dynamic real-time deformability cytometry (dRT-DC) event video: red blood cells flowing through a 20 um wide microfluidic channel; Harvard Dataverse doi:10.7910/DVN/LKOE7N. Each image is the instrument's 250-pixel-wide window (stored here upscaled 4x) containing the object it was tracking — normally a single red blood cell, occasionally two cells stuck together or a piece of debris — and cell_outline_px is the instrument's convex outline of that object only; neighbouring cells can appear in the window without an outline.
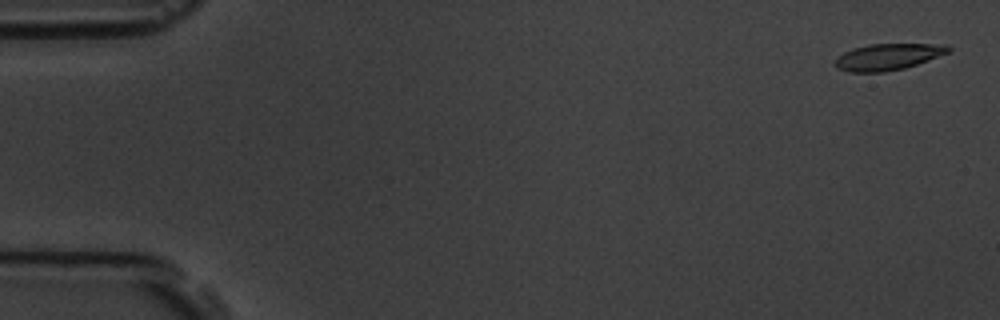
{"species": "common noctule bat (a hibernating species)", "species_latin": "Nyctalus noctula", "temperature_condition": "room temperature", "stored_images_in_passage": 5, "camera_frame_rate_fps": 3000, "um_per_image_px": 0.085, "animal": {"sex": "male", "body_mass_g": 19.5, "forearm_length_mm": 54.6}, "frame": {"image": 1, "passage_image": 1, "time_ms": 0.0, "image_size_px": [1000, 320], "cell_outline_px": [[952, 48], [948, 52], [916, 64], [904, 68], [884, 72], [848, 72], [836, 68], [836, 60], [844, 52], [852, 48], [868, 44], [948, 44]], "centroid_in_image_um": [75.46, 4.82], "position_along_channel_um": 9.5, "area_um2": 17.28}}
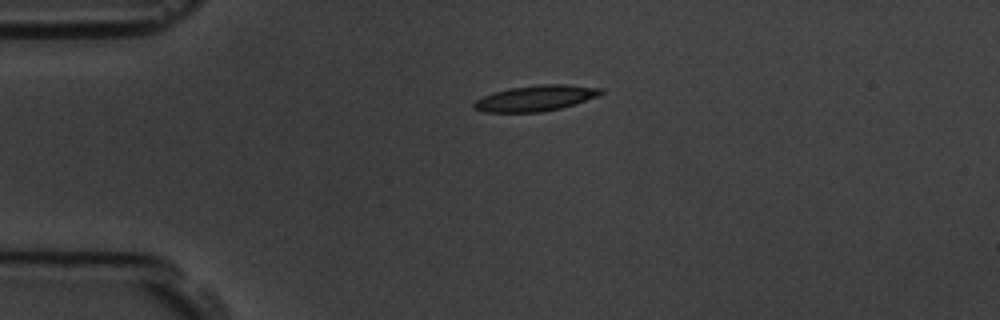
{"frame": {"image": 2, "passage_image": 4, "time_ms": 3.667, "image_size_px": [1000, 320], "cell_outline_px": [[604, 92], [600, 96], [560, 108], [540, 112], [484, 112], [472, 108], [472, 104], [476, 100], [492, 92], [508, 88], [540, 84], [564, 84], [604, 88]], "centroid_in_image_um": [45.53, 8.34], "position_along_channel_um": 39.5, "area_um2": 19.19}}